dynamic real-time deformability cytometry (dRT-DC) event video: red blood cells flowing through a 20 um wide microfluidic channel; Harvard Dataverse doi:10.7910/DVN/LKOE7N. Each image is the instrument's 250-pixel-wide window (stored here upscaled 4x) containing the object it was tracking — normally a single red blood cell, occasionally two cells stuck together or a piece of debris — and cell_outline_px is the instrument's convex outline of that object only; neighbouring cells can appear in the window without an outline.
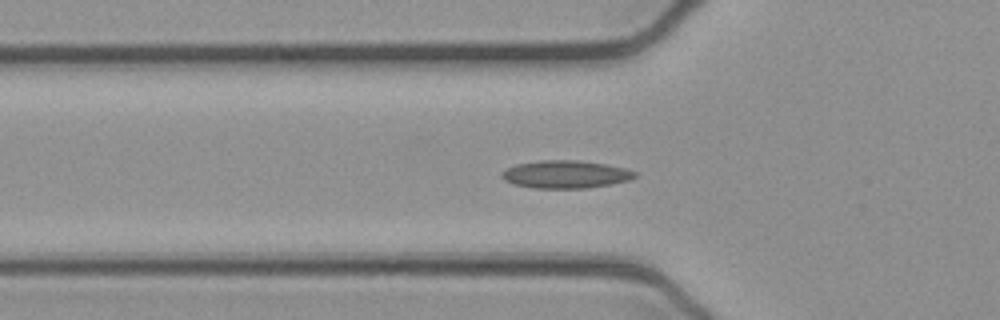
{"species": "common noctule bat (a hibernating species)", "species_latin": "Nyctalus noctula", "temperature_condition": "cold", "stored_images_in_passage": 44, "camera_frame_rate_fps": 3000, "um_per_image_px": 0.085, "animal": {"sex": "female", "body_mass_g": 21.9}, "frame": {"image": 1, "passage_image": 17, "time_ms": 5.333, "image_size_px": [1000, 320], "cell_outline_px": [[636, 176], [628, 180], [612, 184], [588, 188], [532, 188], [516, 184], [504, 180], [500, 176], [500, 172], [516, 164], [540, 160], [580, 160], [608, 164], [624, 168], [636, 172]], "centroid_in_image_um": [48.07, 14.81], "position_along_channel_um": 77.7, "area_um2": 21.62}}
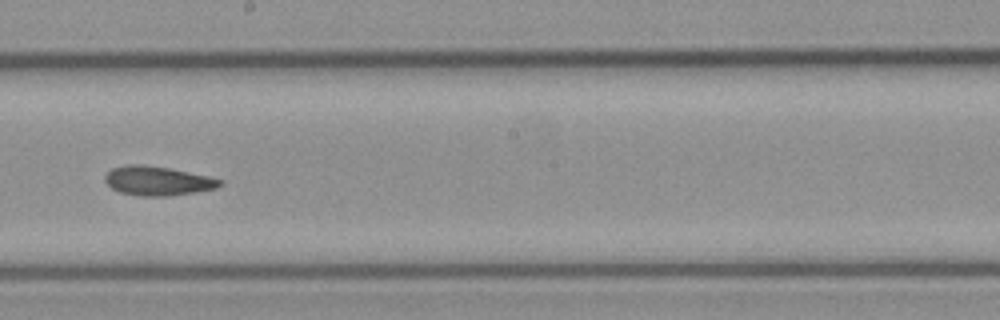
{"frame": {"image": 2, "passage_image": 29, "time_ms": 9.333, "image_size_px": [1000, 320], "cell_outline_px": [[224, 184], [216, 188], [168, 196], [140, 196], [120, 192], [112, 188], [104, 180], [104, 176], [112, 168], [128, 164], [140, 164], [168, 168], [208, 176], [224, 180]], "centroid_in_image_um": [13.39, 15.37], "position_along_channel_um": 234.8, "area_um2": 19.42}}
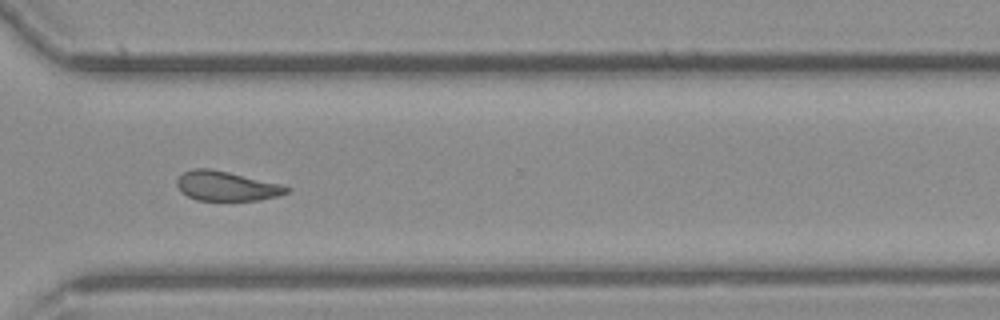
{"frame": {"image": 3, "passage_image": 38, "time_ms": 12.333, "image_size_px": [1000, 320], "cell_outline_px": [[292, 188], [288, 192], [276, 196], [260, 200], [196, 200], [180, 192], [176, 184], [176, 180], [184, 172], [192, 168], [208, 168], [228, 172], [284, 184]], "centroid_in_image_um": [19.26, 15.81], "position_along_channel_um": 351.3, "area_um2": 19.02}, "authors_computed_cell_mechanics": {"area_um2": 19.5075, "velocity_mm_per_s": 3.8963, "shape_relaxation_time_tau1_ms": null, "shape_relaxation_time_tau2_ms": 3.9054, "deformation_change_tau1": null, "deformation_change_tau2": 0.1059}}